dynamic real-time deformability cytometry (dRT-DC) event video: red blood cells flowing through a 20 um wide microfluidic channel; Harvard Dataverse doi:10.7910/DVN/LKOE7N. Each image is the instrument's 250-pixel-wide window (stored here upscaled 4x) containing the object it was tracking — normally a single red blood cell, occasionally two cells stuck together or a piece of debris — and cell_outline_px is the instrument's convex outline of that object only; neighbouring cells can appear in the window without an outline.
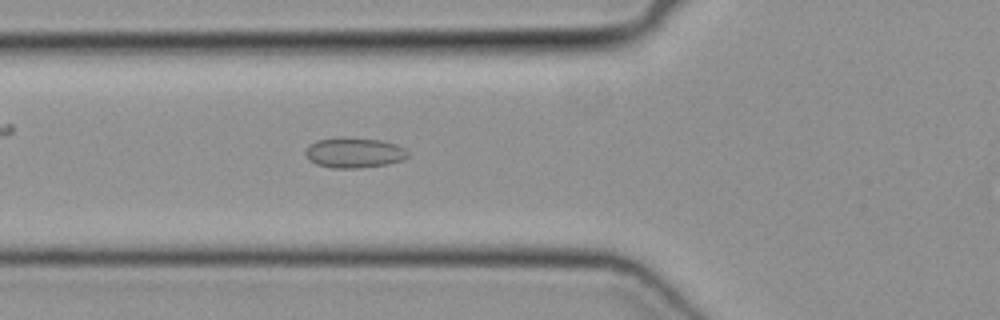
{"species": "common noctule bat (a hibernating species)", "species_latin": "Nyctalus noctula", "temperature_condition": "cold", "stored_images_in_passage": 49, "camera_frame_rate_fps": 3000, "um_per_image_px": 0.085, "animal": {"sex": "female", "body_mass_g": 19.3, "forearm_length_mm": 54.1}, "frame": {"image": 1, "passage_image": 18, "time_ms": 5.667, "image_size_px": [1000, 320], "cell_outline_px": [[408, 156], [404, 160], [388, 164], [360, 168], [332, 168], [316, 164], [308, 160], [304, 152], [308, 144], [316, 140], [340, 136], [344, 136], [380, 140], [396, 144], [404, 148], [408, 152]], "centroid_in_image_um": [30.07, 12.97], "position_along_channel_um": 95.7, "area_um2": 18.5}}
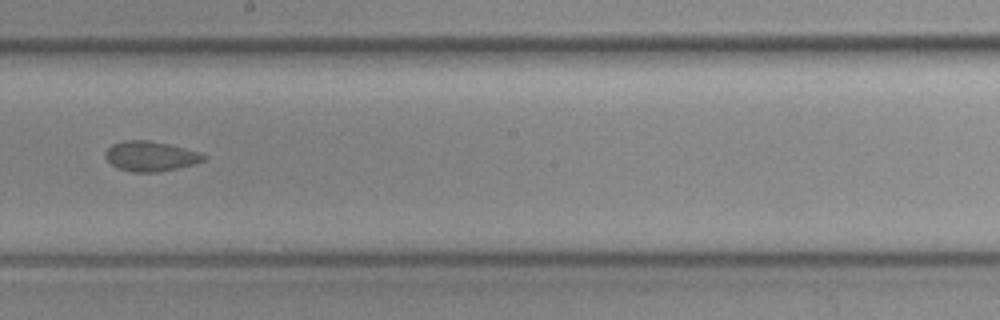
{"frame": {"image": 2, "passage_image": 28, "time_ms": 9.0, "image_size_px": [1000, 320], "cell_outline_px": [[208, 156], [204, 160], [196, 164], [156, 172], [132, 172], [116, 168], [104, 156], [104, 152], [112, 144], [124, 140], [148, 140], [168, 144], [196, 152]], "centroid_in_image_um": [12.75, 13.28], "position_along_channel_um": 235.4, "area_um2": 17.05}}
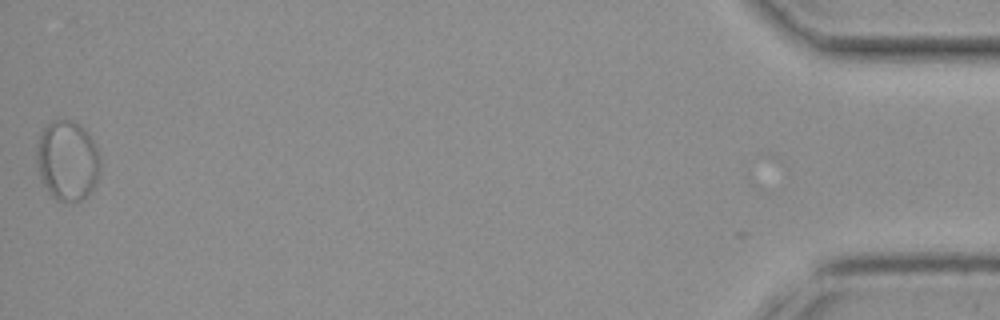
{"frame": {"image": 3, "passage_image": 49, "time_ms": 16.0, "image_size_px": [1000, 320], "cell_outline_px": [[100, 172], [96, 184], [88, 196], [80, 200], [56, 200], [48, 192], [40, 180], [36, 160], [36, 148], [40, 132], [52, 120], [72, 120], [80, 124], [88, 132], [100, 156]], "centroid_in_image_um": [5.72, 13.64], "position_along_channel_um": 429.5, "area_um2": 30.0}}